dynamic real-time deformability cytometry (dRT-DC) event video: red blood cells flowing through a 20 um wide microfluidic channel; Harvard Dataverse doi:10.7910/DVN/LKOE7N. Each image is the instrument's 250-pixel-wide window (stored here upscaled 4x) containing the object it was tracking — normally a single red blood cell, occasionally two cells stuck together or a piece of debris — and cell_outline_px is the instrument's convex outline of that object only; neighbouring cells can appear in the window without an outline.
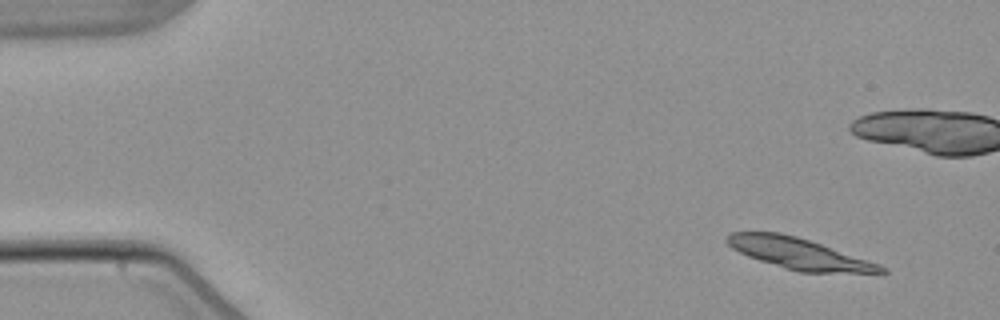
{"species": "common noctule bat (a hibernating species)", "species_latin": "Nyctalus noctula", "temperature_condition": "warm", "stored_images_in_passage": 4, "camera_frame_rate_fps": 3000, "um_per_image_px": 0.085, "animal": {"sex": "male", "body_mass_g": 21.5, "forearm_length_mm": 52.0}, "frame": {"image": 1, "passage_image": 1, "time_ms": 0.0, "image_size_px": [1000, 320], "cell_outline_px": [[888, 272], [800, 272], [784, 268], [748, 256], [732, 248], [724, 240], [728, 232], [780, 232], [796, 236], [880, 264], [888, 268]], "centroid_in_image_um": [67.85, 21.54], "position_along_channel_um": 17.1, "area_um2": 27.4}}